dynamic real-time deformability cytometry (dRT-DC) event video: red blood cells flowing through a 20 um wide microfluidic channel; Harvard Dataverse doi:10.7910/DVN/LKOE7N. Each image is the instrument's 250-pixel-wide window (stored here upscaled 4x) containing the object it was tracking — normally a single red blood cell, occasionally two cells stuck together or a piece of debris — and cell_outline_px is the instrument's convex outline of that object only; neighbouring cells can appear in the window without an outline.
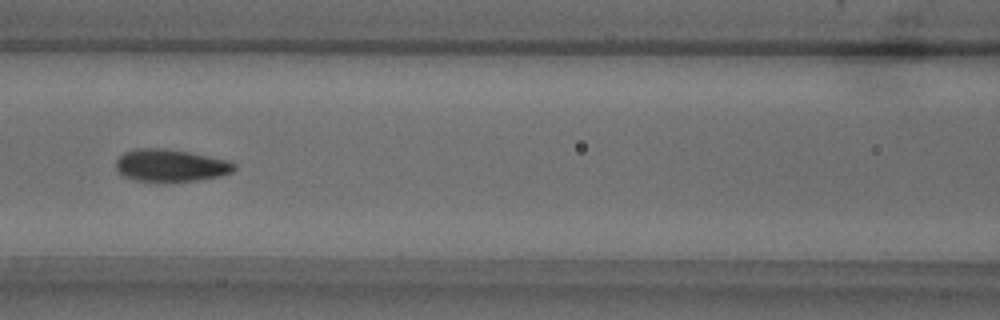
{"species": "common noctule bat (a hibernating species)", "species_latin": "Nyctalus noctula", "temperature_condition": "warm", "stored_images_in_passage": 51, "camera_frame_rate_fps": 3000, "um_per_image_px": 0.085, "animal": {"sex": "male", "body_mass_g": 18.8}, "frame": {"image": 1, "passage_image": 21, "time_ms": 6.667, "image_size_px": [1000, 320], "cell_outline_px": [[236, 168], [232, 172], [220, 176], [172, 184], [132, 180], [124, 176], [116, 168], [116, 160], [124, 152], [136, 148], [160, 148], [188, 152], [228, 160], [236, 164]], "centroid_in_image_um": [14.49, 14.1], "position_along_channel_um": 152.1, "area_um2": 22.77}}
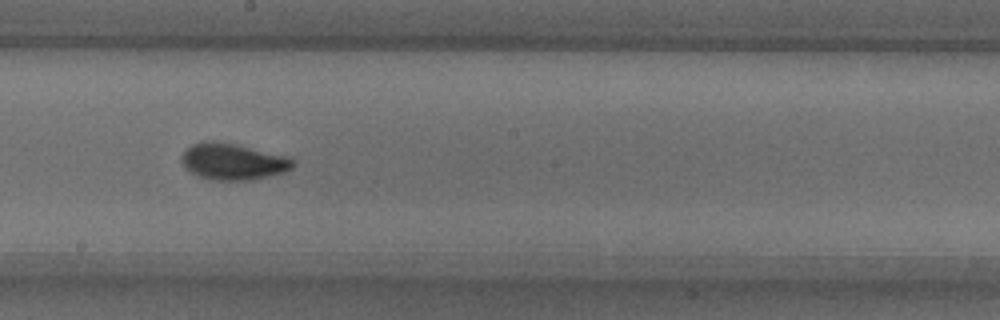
{"frame": {"image": 2, "passage_image": 27, "time_ms": 8.667, "image_size_px": [1000, 320], "cell_outline_px": [[296, 164], [292, 168], [284, 172], [248, 180], [212, 180], [200, 176], [184, 168], [180, 160], [180, 156], [192, 144], [204, 140], [212, 140], [236, 144], [292, 156], [296, 160]], "centroid_in_image_um": [19.83, 13.71], "position_along_channel_um": 228.4, "area_um2": 23.99}}
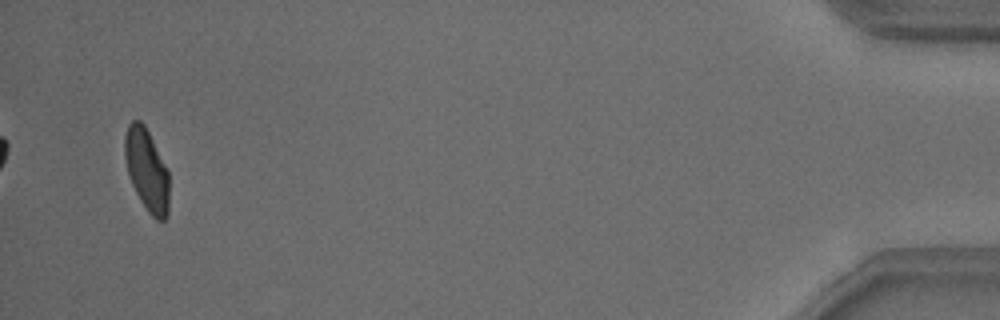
{"frame": {"image": 3, "passage_image": 49, "time_ms": 16.0, "image_size_px": [1000, 320], "cell_outline_px": [[168, 216], [164, 220], [156, 220], [148, 212], [140, 200], [132, 184], [128, 172], [124, 156], [124, 136], [128, 124], [132, 120], [140, 120], [144, 124], [168, 172]], "centroid_in_image_um": [12.45, 14.45], "position_along_channel_um": 422.7, "area_um2": 20.98}, "authors_computed_cell_mechanics": {"area_um2": 21.964, "velocity_mm_per_s": 3.8274, "shape_relaxation_time_tau1_ms": 3.5311, "shape_relaxation_time_tau2_ms": 0.9477, "deformation_change_tau1": 0.1468, "deformation_change_tau2": 0.0613}}